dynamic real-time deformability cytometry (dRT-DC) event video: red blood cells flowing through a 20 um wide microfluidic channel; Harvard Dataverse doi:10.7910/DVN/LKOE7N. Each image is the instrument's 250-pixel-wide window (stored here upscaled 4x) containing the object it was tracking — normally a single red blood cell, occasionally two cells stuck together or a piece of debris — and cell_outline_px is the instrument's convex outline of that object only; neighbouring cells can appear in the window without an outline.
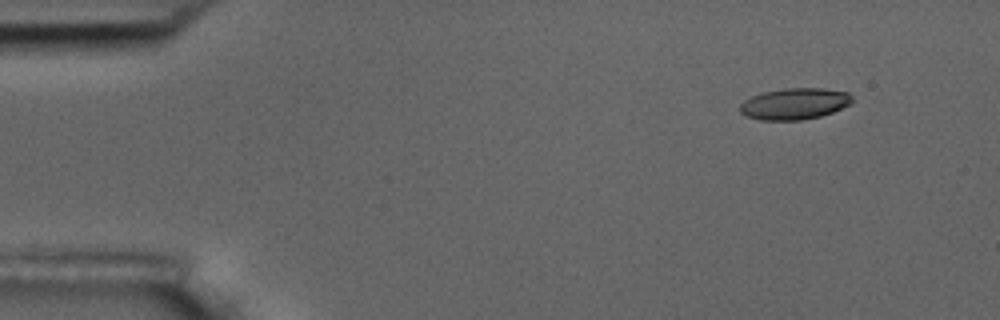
{"species": "common noctule bat (a hibernating species)", "species_latin": "Nyctalus noctula", "temperature_condition": "room temperature", "stored_images_in_passage": 2, "camera_frame_rate_fps": 3000, "um_per_image_px": 0.085, "animal": {"sex": "male", "body_mass_g": 17.5, "forearm_length_mm": 52.3}, "frame": {"image": 1, "passage_image": 1, "time_ms": 0.0, "image_size_px": [1000, 320], "cell_outline_px": [[852, 104], [832, 112], [820, 116], [800, 120], [760, 120], [744, 116], [740, 112], [740, 104], [744, 100], [752, 96], [764, 92], [784, 88], [824, 88], [848, 92], [852, 96]], "centroid_in_image_um": [67.54, 8.82], "position_along_channel_um": 17.5, "area_um2": 20.63}}